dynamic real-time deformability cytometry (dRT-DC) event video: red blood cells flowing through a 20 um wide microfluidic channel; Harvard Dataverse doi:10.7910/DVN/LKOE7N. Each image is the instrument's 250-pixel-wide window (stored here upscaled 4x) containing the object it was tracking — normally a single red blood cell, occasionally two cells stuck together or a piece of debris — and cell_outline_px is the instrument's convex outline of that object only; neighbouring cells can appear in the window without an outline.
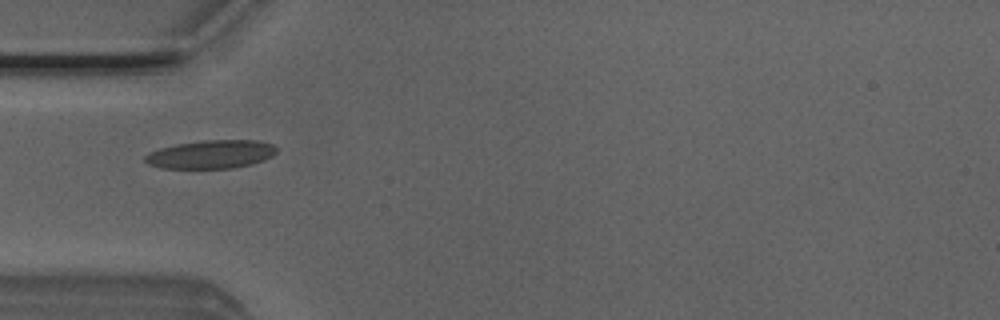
{"species": "Egyptian fruit bat (a non-hibernating species)", "species_latin": "Rousettus aegyptiacus", "temperature_condition": "room temperature", "stored_images_in_passage": 38, "camera_frame_rate_fps": 3000, "um_per_image_px": 0.085, "animal": {"sex": "male"}, "frame": {"image": 1, "passage_image": 3, "time_ms": 0.667, "image_size_px": [1000, 320], "cell_outline_px": [[276, 152], [272, 156], [264, 160], [252, 164], [232, 168], [164, 168], [148, 164], [144, 160], [144, 156], [148, 152], [160, 148], [176, 144], [204, 140], [256, 140], [272, 144], [276, 148]], "centroid_in_image_um": [17.93, 13.11], "position_along_channel_um": 67.1, "area_um2": 21.73}}
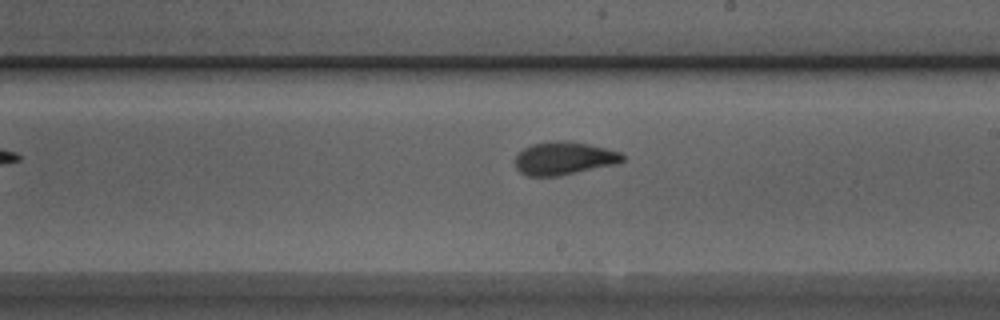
{"frame": {"image": 2, "passage_image": 16, "time_ms": 5.0, "image_size_px": [1000, 320], "cell_outline_px": [[624, 160], [616, 164], [560, 176], [528, 176], [520, 172], [516, 168], [516, 156], [524, 148], [532, 144], [548, 140], [568, 140], [588, 144], [620, 152], [624, 156]], "centroid_in_image_um": [47.93, 13.45], "position_along_channel_um": 241.1, "area_um2": 20.75}}
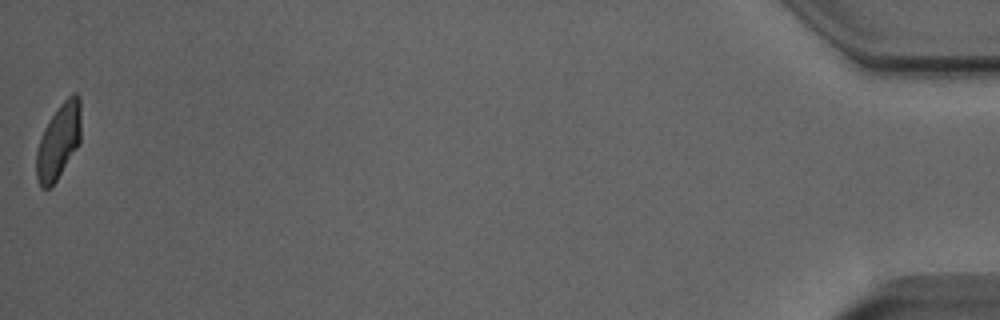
{"frame": {"image": 3, "passage_image": 38, "time_ms": 12.333, "image_size_px": [1000, 320], "cell_outline_px": [[80, 144], [56, 180], [48, 188], [40, 188], [36, 176], [36, 152], [44, 128], [60, 104], [72, 92], [76, 92], [80, 96]], "centroid_in_image_um": [4.99, 11.99], "position_along_channel_um": 430.2, "area_um2": 19.48}, "authors_computed_cell_mechanics": {"area_um2": 20.1433, "velocity_mm_per_s": 4.0107, "shape_relaxation_time_tau1_ms": 2.9839, "shape_relaxation_time_tau2_ms": 1.2574, "deformation_change_tau1": 0.1586, "deformation_change_tau2": 0.0876}}